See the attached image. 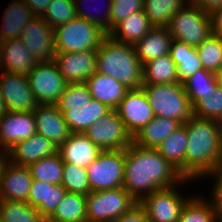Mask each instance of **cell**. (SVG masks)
<instances>
[{
	"instance_id": "26",
	"label": "cell",
	"mask_w": 222,
	"mask_h": 222,
	"mask_svg": "<svg viewBox=\"0 0 222 222\" xmlns=\"http://www.w3.org/2000/svg\"><path fill=\"white\" fill-rule=\"evenodd\" d=\"M11 1L3 12L0 26V38L3 41L20 38L24 26L36 17L23 0Z\"/></svg>"
},
{
	"instance_id": "24",
	"label": "cell",
	"mask_w": 222,
	"mask_h": 222,
	"mask_svg": "<svg viewBox=\"0 0 222 222\" xmlns=\"http://www.w3.org/2000/svg\"><path fill=\"white\" fill-rule=\"evenodd\" d=\"M172 35L168 27H152L148 33L134 45L141 64L165 56L170 52Z\"/></svg>"
},
{
	"instance_id": "32",
	"label": "cell",
	"mask_w": 222,
	"mask_h": 222,
	"mask_svg": "<svg viewBox=\"0 0 222 222\" xmlns=\"http://www.w3.org/2000/svg\"><path fill=\"white\" fill-rule=\"evenodd\" d=\"M180 83L177 66L170 54L158 57L143 64V84Z\"/></svg>"
},
{
	"instance_id": "27",
	"label": "cell",
	"mask_w": 222,
	"mask_h": 222,
	"mask_svg": "<svg viewBox=\"0 0 222 222\" xmlns=\"http://www.w3.org/2000/svg\"><path fill=\"white\" fill-rule=\"evenodd\" d=\"M182 125L178 120L155 116L133 137V143L139 147L156 149Z\"/></svg>"
},
{
	"instance_id": "41",
	"label": "cell",
	"mask_w": 222,
	"mask_h": 222,
	"mask_svg": "<svg viewBox=\"0 0 222 222\" xmlns=\"http://www.w3.org/2000/svg\"><path fill=\"white\" fill-rule=\"evenodd\" d=\"M52 28L61 26L77 17L74 0H52L41 16Z\"/></svg>"
},
{
	"instance_id": "34",
	"label": "cell",
	"mask_w": 222,
	"mask_h": 222,
	"mask_svg": "<svg viewBox=\"0 0 222 222\" xmlns=\"http://www.w3.org/2000/svg\"><path fill=\"white\" fill-rule=\"evenodd\" d=\"M220 83V76L205 69H200L188 78L183 85L192 106H194L205 94L214 91Z\"/></svg>"
},
{
	"instance_id": "48",
	"label": "cell",
	"mask_w": 222,
	"mask_h": 222,
	"mask_svg": "<svg viewBox=\"0 0 222 222\" xmlns=\"http://www.w3.org/2000/svg\"><path fill=\"white\" fill-rule=\"evenodd\" d=\"M212 34L222 38V6L211 14Z\"/></svg>"
},
{
	"instance_id": "16",
	"label": "cell",
	"mask_w": 222,
	"mask_h": 222,
	"mask_svg": "<svg viewBox=\"0 0 222 222\" xmlns=\"http://www.w3.org/2000/svg\"><path fill=\"white\" fill-rule=\"evenodd\" d=\"M36 133L33 112H5L0 117V151L6 153L17 142Z\"/></svg>"
},
{
	"instance_id": "40",
	"label": "cell",
	"mask_w": 222,
	"mask_h": 222,
	"mask_svg": "<svg viewBox=\"0 0 222 222\" xmlns=\"http://www.w3.org/2000/svg\"><path fill=\"white\" fill-rule=\"evenodd\" d=\"M61 184L67 192L79 193L87 196L90 193L87 168L71 163H64Z\"/></svg>"
},
{
	"instance_id": "9",
	"label": "cell",
	"mask_w": 222,
	"mask_h": 222,
	"mask_svg": "<svg viewBox=\"0 0 222 222\" xmlns=\"http://www.w3.org/2000/svg\"><path fill=\"white\" fill-rule=\"evenodd\" d=\"M86 168L90 192L121 188L124 184L125 150H103Z\"/></svg>"
},
{
	"instance_id": "38",
	"label": "cell",
	"mask_w": 222,
	"mask_h": 222,
	"mask_svg": "<svg viewBox=\"0 0 222 222\" xmlns=\"http://www.w3.org/2000/svg\"><path fill=\"white\" fill-rule=\"evenodd\" d=\"M196 48L203 69L220 76L222 74V38L211 34Z\"/></svg>"
},
{
	"instance_id": "47",
	"label": "cell",
	"mask_w": 222,
	"mask_h": 222,
	"mask_svg": "<svg viewBox=\"0 0 222 222\" xmlns=\"http://www.w3.org/2000/svg\"><path fill=\"white\" fill-rule=\"evenodd\" d=\"M35 16L41 17L52 0H23Z\"/></svg>"
},
{
	"instance_id": "12",
	"label": "cell",
	"mask_w": 222,
	"mask_h": 222,
	"mask_svg": "<svg viewBox=\"0 0 222 222\" xmlns=\"http://www.w3.org/2000/svg\"><path fill=\"white\" fill-rule=\"evenodd\" d=\"M84 134L102 150H125L133 143L116 110L99 118Z\"/></svg>"
},
{
	"instance_id": "31",
	"label": "cell",
	"mask_w": 222,
	"mask_h": 222,
	"mask_svg": "<svg viewBox=\"0 0 222 222\" xmlns=\"http://www.w3.org/2000/svg\"><path fill=\"white\" fill-rule=\"evenodd\" d=\"M86 198L83 194L66 192L48 218L56 222H87Z\"/></svg>"
},
{
	"instance_id": "42",
	"label": "cell",
	"mask_w": 222,
	"mask_h": 222,
	"mask_svg": "<svg viewBox=\"0 0 222 222\" xmlns=\"http://www.w3.org/2000/svg\"><path fill=\"white\" fill-rule=\"evenodd\" d=\"M74 1H75L76 11H77V17L83 18V19L89 21L90 23H93V24L99 26L107 34L111 31V14H110V9H111L112 0H105L106 2L108 1V3H107V5H105L106 9L103 7L104 11H105L104 13L102 12L103 15L100 14V13H99L100 14L99 15L97 12L95 13L96 10L94 12L92 11L94 13L93 14L92 12L89 11L90 9L89 10L87 9V8H89L88 5H87L88 6L87 8L85 7L86 6L85 4L88 1H89L88 3H90L91 0H74ZM94 1L92 0V2H94Z\"/></svg>"
},
{
	"instance_id": "3",
	"label": "cell",
	"mask_w": 222,
	"mask_h": 222,
	"mask_svg": "<svg viewBox=\"0 0 222 222\" xmlns=\"http://www.w3.org/2000/svg\"><path fill=\"white\" fill-rule=\"evenodd\" d=\"M96 72L113 77L129 89L143 86V65L133 45L107 35L97 49Z\"/></svg>"
},
{
	"instance_id": "49",
	"label": "cell",
	"mask_w": 222,
	"mask_h": 222,
	"mask_svg": "<svg viewBox=\"0 0 222 222\" xmlns=\"http://www.w3.org/2000/svg\"><path fill=\"white\" fill-rule=\"evenodd\" d=\"M5 112H7V109H6V105H5L3 96L1 95V92H0V117H1Z\"/></svg>"
},
{
	"instance_id": "13",
	"label": "cell",
	"mask_w": 222,
	"mask_h": 222,
	"mask_svg": "<svg viewBox=\"0 0 222 222\" xmlns=\"http://www.w3.org/2000/svg\"><path fill=\"white\" fill-rule=\"evenodd\" d=\"M37 62L52 61L56 55L54 28L42 17H34L19 38Z\"/></svg>"
},
{
	"instance_id": "2",
	"label": "cell",
	"mask_w": 222,
	"mask_h": 222,
	"mask_svg": "<svg viewBox=\"0 0 222 222\" xmlns=\"http://www.w3.org/2000/svg\"><path fill=\"white\" fill-rule=\"evenodd\" d=\"M183 125L188 134L186 179L198 182L222 163L219 121L192 116Z\"/></svg>"
},
{
	"instance_id": "19",
	"label": "cell",
	"mask_w": 222,
	"mask_h": 222,
	"mask_svg": "<svg viewBox=\"0 0 222 222\" xmlns=\"http://www.w3.org/2000/svg\"><path fill=\"white\" fill-rule=\"evenodd\" d=\"M33 114L36 133L43 135L57 147L69 139L72 132L56 105H38Z\"/></svg>"
},
{
	"instance_id": "36",
	"label": "cell",
	"mask_w": 222,
	"mask_h": 222,
	"mask_svg": "<svg viewBox=\"0 0 222 222\" xmlns=\"http://www.w3.org/2000/svg\"><path fill=\"white\" fill-rule=\"evenodd\" d=\"M196 195H193L183 207L179 222H220L210 201L202 194Z\"/></svg>"
},
{
	"instance_id": "30",
	"label": "cell",
	"mask_w": 222,
	"mask_h": 222,
	"mask_svg": "<svg viewBox=\"0 0 222 222\" xmlns=\"http://www.w3.org/2000/svg\"><path fill=\"white\" fill-rule=\"evenodd\" d=\"M169 54L177 66L178 79L182 84L195 72L203 69L197 48L185 42L173 39Z\"/></svg>"
},
{
	"instance_id": "33",
	"label": "cell",
	"mask_w": 222,
	"mask_h": 222,
	"mask_svg": "<svg viewBox=\"0 0 222 222\" xmlns=\"http://www.w3.org/2000/svg\"><path fill=\"white\" fill-rule=\"evenodd\" d=\"M189 0H144V12L153 27H167L174 14Z\"/></svg>"
},
{
	"instance_id": "51",
	"label": "cell",
	"mask_w": 222,
	"mask_h": 222,
	"mask_svg": "<svg viewBox=\"0 0 222 222\" xmlns=\"http://www.w3.org/2000/svg\"><path fill=\"white\" fill-rule=\"evenodd\" d=\"M3 44H4V41L0 38V69H1L2 61H3V55H2V52H3Z\"/></svg>"
},
{
	"instance_id": "37",
	"label": "cell",
	"mask_w": 222,
	"mask_h": 222,
	"mask_svg": "<svg viewBox=\"0 0 222 222\" xmlns=\"http://www.w3.org/2000/svg\"><path fill=\"white\" fill-rule=\"evenodd\" d=\"M2 222H44V217L24 201L0 200Z\"/></svg>"
},
{
	"instance_id": "14",
	"label": "cell",
	"mask_w": 222,
	"mask_h": 222,
	"mask_svg": "<svg viewBox=\"0 0 222 222\" xmlns=\"http://www.w3.org/2000/svg\"><path fill=\"white\" fill-rule=\"evenodd\" d=\"M115 110L132 137L155 117L142 88L130 89Z\"/></svg>"
},
{
	"instance_id": "21",
	"label": "cell",
	"mask_w": 222,
	"mask_h": 222,
	"mask_svg": "<svg viewBox=\"0 0 222 222\" xmlns=\"http://www.w3.org/2000/svg\"><path fill=\"white\" fill-rule=\"evenodd\" d=\"M103 150L84 133H71L69 139L58 147L63 163L89 166Z\"/></svg>"
},
{
	"instance_id": "18",
	"label": "cell",
	"mask_w": 222,
	"mask_h": 222,
	"mask_svg": "<svg viewBox=\"0 0 222 222\" xmlns=\"http://www.w3.org/2000/svg\"><path fill=\"white\" fill-rule=\"evenodd\" d=\"M56 153H58V147L52 141L35 133L28 139L17 142L6 152V156L13 165L28 167L30 164Z\"/></svg>"
},
{
	"instance_id": "15",
	"label": "cell",
	"mask_w": 222,
	"mask_h": 222,
	"mask_svg": "<svg viewBox=\"0 0 222 222\" xmlns=\"http://www.w3.org/2000/svg\"><path fill=\"white\" fill-rule=\"evenodd\" d=\"M0 72V92L7 111L33 112L39 104L32 94L27 75Z\"/></svg>"
},
{
	"instance_id": "20",
	"label": "cell",
	"mask_w": 222,
	"mask_h": 222,
	"mask_svg": "<svg viewBox=\"0 0 222 222\" xmlns=\"http://www.w3.org/2000/svg\"><path fill=\"white\" fill-rule=\"evenodd\" d=\"M32 181L28 167L13 165L6 160L0 177V200L27 202Z\"/></svg>"
},
{
	"instance_id": "1",
	"label": "cell",
	"mask_w": 222,
	"mask_h": 222,
	"mask_svg": "<svg viewBox=\"0 0 222 222\" xmlns=\"http://www.w3.org/2000/svg\"><path fill=\"white\" fill-rule=\"evenodd\" d=\"M184 179L156 149L134 143L125 149L123 188L137 202L155 190L176 186Z\"/></svg>"
},
{
	"instance_id": "6",
	"label": "cell",
	"mask_w": 222,
	"mask_h": 222,
	"mask_svg": "<svg viewBox=\"0 0 222 222\" xmlns=\"http://www.w3.org/2000/svg\"><path fill=\"white\" fill-rule=\"evenodd\" d=\"M108 34L99 26L76 17L54 28L56 53L97 50Z\"/></svg>"
},
{
	"instance_id": "10",
	"label": "cell",
	"mask_w": 222,
	"mask_h": 222,
	"mask_svg": "<svg viewBox=\"0 0 222 222\" xmlns=\"http://www.w3.org/2000/svg\"><path fill=\"white\" fill-rule=\"evenodd\" d=\"M136 203L123 187L90 192L86 198L87 222H113Z\"/></svg>"
},
{
	"instance_id": "17",
	"label": "cell",
	"mask_w": 222,
	"mask_h": 222,
	"mask_svg": "<svg viewBox=\"0 0 222 222\" xmlns=\"http://www.w3.org/2000/svg\"><path fill=\"white\" fill-rule=\"evenodd\" d=\"M97 50L56 53L53 61L68 83H85L96 72Z\"/></svg>"
},
{
	"instance_id": "43",
	"label": "cell",
	"mask_w": 222,
	"mask_h": 222,
	"mask_svg": "<svg viewBox=\"0 0 222 222\" xmlns=\"http://www.w3.org/2000/svg\"><path fill=\"white\" fill-rule=\"evenodd\" d=\"M144 10V0H112L111 3V30L131 13Z\"/></svg>"
},
{
	"instance_id": "44",
	"label": "cell",
	"mask_w": 222,
	"mask_h": 222,
	"mask_svg": "<svg viewBox=\"0 0 222 222\" xmlns=\"http://www.w3.org/2000/svg\"><path fill=\"white\" fill-rule=\"evenodd\" d=\"M204 177L205 178H202L203 180H206V177L210 178V180H212V178L214 179L212 182V188H209V192L211 193H209L207 199L210 201L212 207L214 208L218 219L220 222H222V163L212 173Z\"/></svg>"
},
{
	"instance_id": "52",
	"label": "cell",
	"mask_w": 222,
	"mask_h": 222,
	"mask_svg": "<svg viewBox=\"0 0 222 222\" xmlns=\"http://www.w3.org/2000/svg\"><path fill=\"white\" fill-rule=\"evenodd\" d=\"M220 128V145H221V155H222V120L219 121Z\"/></svg>"
},
{
	"instance_id": "8",
	"label": "cell",
	"mask_w": 222,
	"mask_h": 222,
	"mask_svg": "<svg viewBox=\"0 0 222 222\" xmlns=\"http://www.w3.org/2000/svg\"><path fill=\"white\" fill-rule=\"evenodd\" d=\"M192 181L184 179L176 186L155 190L142 198L139 202L144 207L149 222H179L183 207L194 195L190 193L185 196L182 191L180 192V187L181 184H191Z\"/></svg>"
},
{
	"instance_id": "22",
	"label": "cell",
	"mask_w": 222,
	"mask_h": 222,
	"mask_svg": "<svg viewBox=\"0 0 222 222\" xmlns=\"http://www.w3.org/2000/svg\"><path fill=\"white\" fill-rule=\"evenodd\" d=\"M93 99L115 110L130 90L111 76L94 72L85 82Z\"/></svg>"
},
{
	"instance_id": "39",
	"label": "cell",
	"mask_w": 222,
	"mask_h": 222,
	"mask_svg": "<svg viewBox=\"0 0 222 222\" xmlns=\"http://www.w3.org/2000/svg\"><path fill=\"white\" fill-rule=\"evenodd\" d=\"M193 116L216 121L222 120V83L214 91L205 94L193 106Z\"/></svg>"
},
{
	"instance_id": "53",
	"label": "cell",
	"mask_w": 222,
	"mask_h": 222,
	"mask_svg": "<svg viewBox=\"0 0 222 222\" xmlns=\"http://www.w3.org/2000/svg\"><path fill=\"white\" fill-rule=\"evenodd\" d=\"M44 222H56V221H53V220H51V219H49V218H45V219H44Z\"/></svg>"
},
{
	"instance_id": "4",
	"label": "cell",
	"mask_w": 222,
	"mask_h": 222,
	"mask_svg": "<svg viewBox=\"0 0 222 222\" xmlns=\"http://www.w3.org/2000/svg\"><path fill=\"white\" fill-rule=\"evenodd\" d=\"M55 105L72 133H85L99 118L112 110L106 104L93 99L85 83H68Z\"/></svg>"
},
{
	"instance_id": "29",
	"label": "cell",
	"mask_w": 222,
	"mask_h": 222,
	"mask_svg": "<svg viewBox=\"0 0 222 222\" xmlns=\"http://www.w3.org/2000/svg\"><path fill=\"white\" fill-rule=\"evenodd\" d=\"M188 134L182 125L169 135L157 148L161 154L186 179V147Z\"/></svg>"
},
{
	"instance_id": "35",
	"label": "cell",
	"mask_w": 222,
	"mask_h": 222,
	"mask_svg": "<svg viewBox=\"0 0 222 222\" xmlns=\"http://www.w3.org/2000/svg\"><path fill=\"white\" fill-rule=\"evenodd\" d=\"M63 161L59 153L46 156L28 166L33 180L61 184L63 178Z\"/></svg>"
},
{
	"instance_id": "23",
	"label": "cell",
	"mask_w": 222,
	"mask_h": 222,
	"mask_svg": "<svg viewBox=\"0 0 222 222\" xmlns=\"http://www.w3.org/2000/svg\"><path fill=\"white\" fill-rule=\"evenodd\" d=\"M66 192L62 184L33 180L27 203L36 208L44 218H48L61 202Z\"/></svg>"
},
{
	"instance_id": "25",
	"label": "cell",
	"mask_w": 222,
	"mask_h": 222,
	"mask_svg": "<svg viewBox=\"0 0 222 222\" xmlns=\"http://www.w3.org/2000/svg\"><path fill=\"white\" fill-rule=\"evenodd\" d=\"M2 55L0 71L10 74L28 75L38 63L19 38L4 41Z\"/></svg>"
},
{
	"instance_id": "7",
	"label": "cell",
	"mask_w": 222,
	"mask_h": 222,
	"mask_svg": "<svg viewBox=\"0 0 222 222\" xmlns=\"http://www.w3.org/2000/svg\"><path fill=\"white\" fill-rule=\"evenodd\" d=\"M167 27L173 39L197 47L212 34L211 15L188 2L174 14Z\"/></svg>"
},
{
	"instance_id": "28",
	"label": "cell",
	"mask_w": 222,
	"mask_h": 222,
	"mask_svg": "<svg viewBox=\"0 0 222 222\" xmlns=\"http://www.w3.org/2000/svg\"><path fill=\"white\" fill-rule=\"evenodd\" d=\"M144 10L131 13L125 20L119 22L108 35L121 43L135 45L152 28Z\"/></svg>"
},
{
	"instance_id": "5",
	"label": "cell",
	"mask_w": 222,
	"mask_h": 222,
	"mask_svg": "<svg viewBox=\"0 0 222 222\" xmlns=\"http://www.w3.org/2000/svg\"><path fill=\"white\" fill-rule=\"evenodd\" d=\"M142 89L156 117L184 124L193 116V106L182 83L143 84Z\"/></svg>"
},
{
	"instance_id": "50",
	"label": "cell",
	"mask_w": 222,
	"mask_h": 222,
	"mask_svg": "<svg viewBox=\"0 0 222 222\" xmlns=\"http://www.w3.org/2000/svg\"><path fill=\"white\" fill-rule=\"evenodd\" d=\"M6 160H7L6 153L0 151V177H1V171L3 168V164L5 163Z\"/></svg>"
},
{
	"instance_id": "11",
	"label": "cell",
	"mask_w": 222,
	"mask_h": 222,
	"mask_svg": "<svg viewBox=\"0 0 222 222\" xmlns=\"http://www.w3.org/2000/svg\"><path fill=\"white\" fill-rule=\"evenodd\" d=\"M27 77L39 105H55L68 85L53 60L38 62Z\"/></svg>"
},
{
	"instance_id": "46",
	"label": "cell",
	"mask_w": 222,
	"mask_h": 222,
	"mask_svg": "<svg viewBox=\"0 0 222 222\" xmlns=\"http://www.w3.org/2000/svg\"><path fill=\"white\" fill-rule=\"evenodd\" d=\"M189 2L210 14L222 6V0H189Z\"/></svg>"
},
{
	"instance_id": "45",
	"label": "cell",
	"mask_w": 222,
	"mask_h": 222,
	"mask_svg": "<svg viewBox=\"0 0 222 222\" xmlns=\"http://www.w3.org/2000/svg\"><path fill=\"white\" fill-rule=\"evenodd\" d=\"M113 222H149V220L144 207L140 202H137Z\"/></svg>"
}]
</instances>
